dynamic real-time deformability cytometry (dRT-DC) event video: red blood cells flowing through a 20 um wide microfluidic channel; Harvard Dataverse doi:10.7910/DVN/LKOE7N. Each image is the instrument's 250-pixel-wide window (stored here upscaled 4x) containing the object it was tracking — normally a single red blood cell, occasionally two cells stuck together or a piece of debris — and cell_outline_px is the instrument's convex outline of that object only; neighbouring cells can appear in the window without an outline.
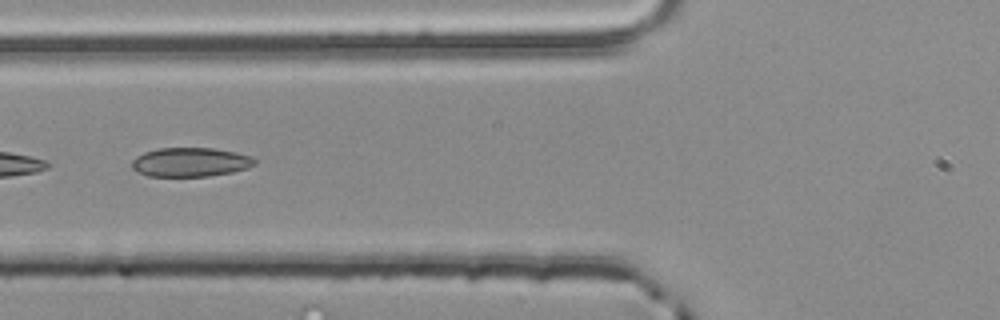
{"species": "common noctule bat (a hibernating species)", "species_latin": "Nyctalus noctula", "temperature_condition": "room temperature", "stored_images_in_passage": 29, "segment_of_instrument_passage": [2, 2], "camera_frame_rate_fps": 3000, "um_per_image_px": 0.085, "animal": {"sex": "male", "body_mass_g": 20.4}, "frame": {"image": 1, "passage_image": 22, "time_ms": 7.0, "image_size_px": [1000, 320], "cell_outline_px": [[260, 160], [256, 164], [248, 168], [232, 172], [208, 176], [148, 176], [132, 168], [132, 160], [136, 156], [144, 152], [160, 148], [212, 148], [236, 152], [252, 156]], "centroid_in_image_um": [16.24, 13.78], "position_along_channel_um": 109.6, "area_um2": 20.92}}